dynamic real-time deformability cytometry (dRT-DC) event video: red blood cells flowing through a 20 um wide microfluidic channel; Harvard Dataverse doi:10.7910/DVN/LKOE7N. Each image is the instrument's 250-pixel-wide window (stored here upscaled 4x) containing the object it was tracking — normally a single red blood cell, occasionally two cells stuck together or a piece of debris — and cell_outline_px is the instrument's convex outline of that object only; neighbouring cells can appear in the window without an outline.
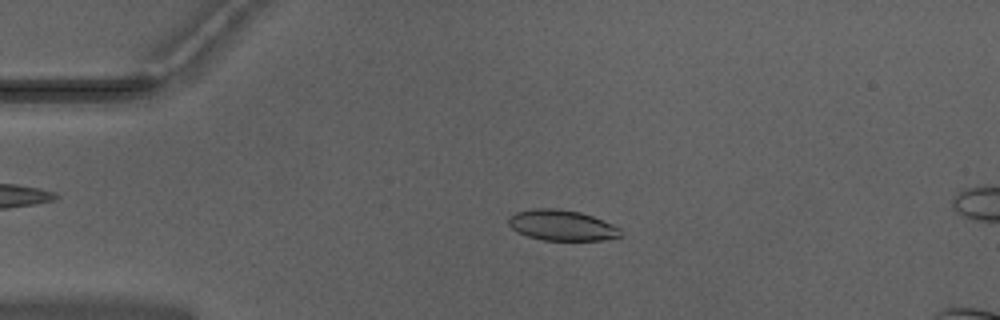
{"species": "Egyptian fruit bat (a non-hibernating species)", "species_latin": "Rousettus aegyptiacus", "temperature_condition": "warm", "stored_images_in_passage": 50, "camera_frame_rate_fps": 3000, "um_per_image_px": 0.085, "animal": {"sex": "male"}, "frame": {"image": 1, "passage_image": 10, "time_ms": 3.0, "image_size_px": [1000, 320], "cell_outline_px": [[620, 236], [600, 240], [544, 240], [528, 236], [516, 232], [508, 224], [508, 220], [516, 212], [532, 208], [556, 208], [580, 212], [592, 216], [612, 224], [620, 228]], "centroid_in_image_um": [47.72, 19.14], "position_along_channel_um": 37.3, "area_um2": 19.83}}
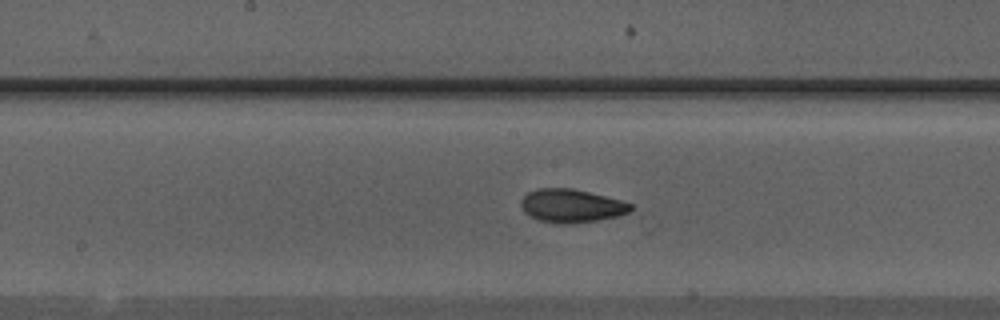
{"frame": {"image": 2, "passage_image": 25, "time_ms": 8.0, "image_size_px": [1000, 320], "cell_outline_px": [[632, 208], [628, 212], [620, 216], [596, 220], [568, 224], [560, 224], [540, 220], [524, 212], [520, 208], [520, 200], [528, 192], [536, 188], [572, 188], [620, 200], [632, 204]], "centroid_in_image_um": [48.53, 17.49], "position_along_channel_um": 199.7, "area_um2": 21.21}}
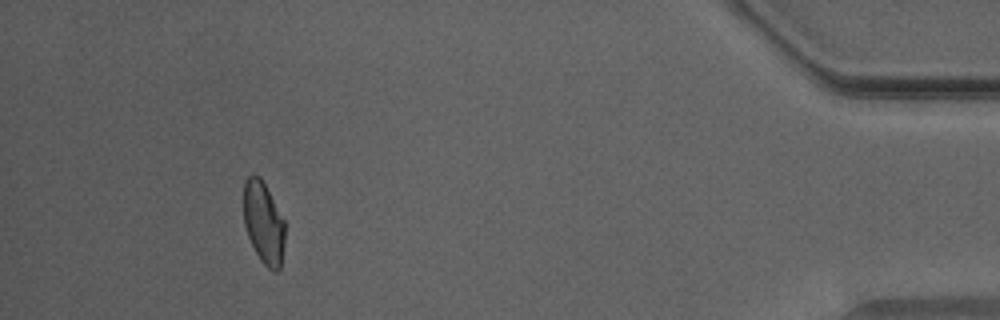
{"frame": {"image": 3, "passage_image": 46, "time_ms": 15.0, "image_size_px": [1000, 320], "cell_outline_px": [[284, 244], [280, 268], [276, 272], [268, 268], [260, 260], [248, 236], [244, 224], [244, 180], [252, 172], [260, 176], [284, 220]], "centroid_in_image_um": [22.39, 18.91], "position_along_channel_um": 412.8, "area_um2": 19.65}, "authors_computed_cell_mechanics": {"area_um2": 20.3456, "velocity_mm_per_s": 3.9719, "shape_relaxation_time_tau1_ms": 10.7228, "shape_relaxation_time_tau2_ms": 1.1409, "deformation_change_tau1": 0.2583, "deformation_change_tau2": 0.0555}}